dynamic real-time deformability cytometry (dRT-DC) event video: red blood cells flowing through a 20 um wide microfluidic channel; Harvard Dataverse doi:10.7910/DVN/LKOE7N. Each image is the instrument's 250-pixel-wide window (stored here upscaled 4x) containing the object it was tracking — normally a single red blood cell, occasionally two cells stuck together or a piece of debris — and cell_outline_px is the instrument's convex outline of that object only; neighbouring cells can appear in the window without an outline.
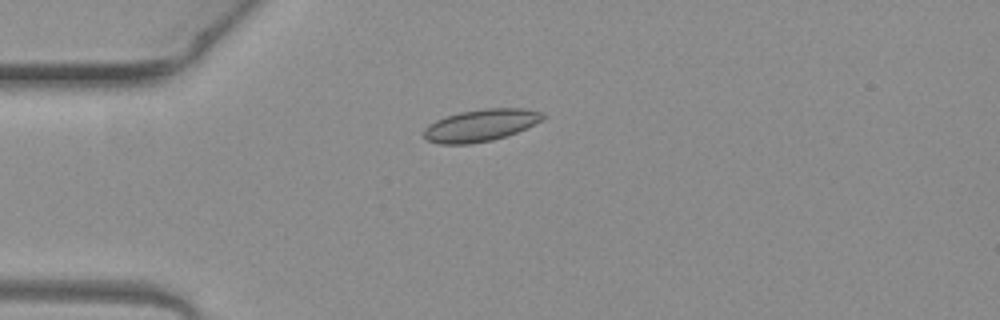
{"species": "common noctule bat (a hibernating species)", "species_latin": "Nyctalus noctula", "temperature_condition": "warm", "stored_images_in_passage": 4, "camera_frame_rate_fps": 3000, "um_per_image_px": 0.085, "animal": {"sex": "female", "body_mass_g": 19.3, "forearm_length_mm": 54.1}, "frame": {"image": 1, "passage_image": 1, "time_ms": 0.0, "image_size_px": [1000, 320], "cell_outline_px": [[548, 116], [544, 120], [516, 132], [492, 140], [468, 144], [440, 144], [428, 140], [424, 136], [424, 128], [428, 124], [436, 120], [460, 112], [484, 108], [524, 108], [544, 112]], "centroid_in_image_um": [40.9, 10.63], "position_along_channel_um": 44.1, "area_um2": 22.25}}
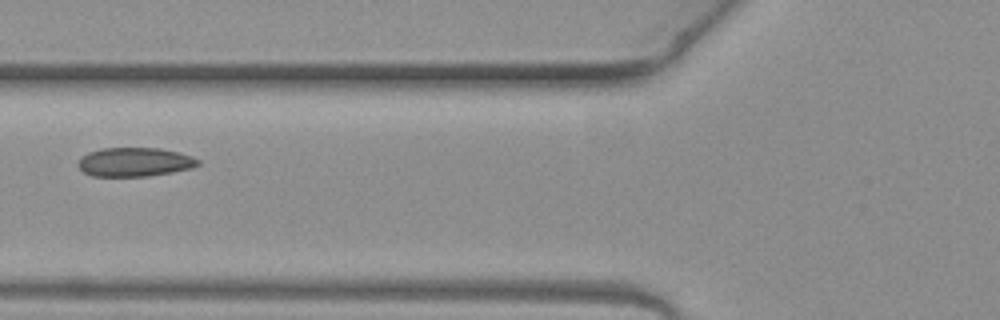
{"frame": {"image": 2, "passage_image": 3, "time_ms": 0.667, "image_size_px": [1000, 320], "cell_outline_px": [[200, 164], [192, 168], [172, 172], [148, 176], [92, 176], [84, 172], [76, 164], [80, 156], [88, 152], [100, 148], [160, 148], [192, 156], [200, 160]], "centroid_in_image_um": [11.42, 13.77], "position_along_channel_um": 114.4, "area_um2": 20.35}}
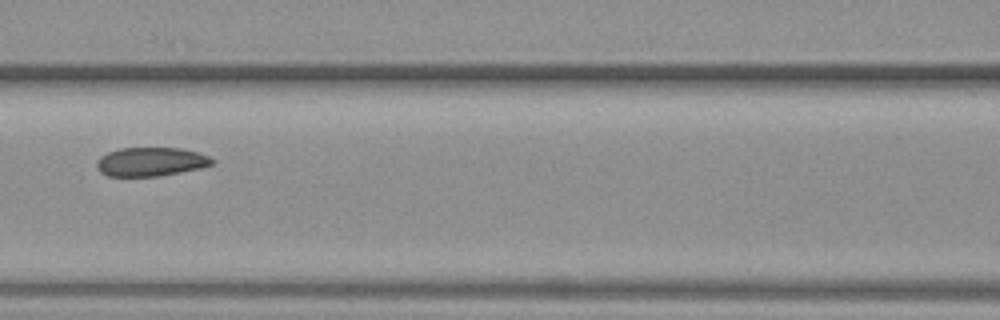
{"frame": {"image": 3, "passage_image": 4, "time_ms": 1.0, "image_size_px": [1000, 320], "cell_outline_px": [[216, 160], [212, 164], [200, 168], [160, 176], [108, 176], [100, 172], [96, 168], [96, 160], [100, 156], [108, 152], [120, 148], [184, 148], [208, 156]], "centroid_in_image_um": [12.79, 13.75], "position_along_channel_um": 153.8, "area_um2": 19.48}}